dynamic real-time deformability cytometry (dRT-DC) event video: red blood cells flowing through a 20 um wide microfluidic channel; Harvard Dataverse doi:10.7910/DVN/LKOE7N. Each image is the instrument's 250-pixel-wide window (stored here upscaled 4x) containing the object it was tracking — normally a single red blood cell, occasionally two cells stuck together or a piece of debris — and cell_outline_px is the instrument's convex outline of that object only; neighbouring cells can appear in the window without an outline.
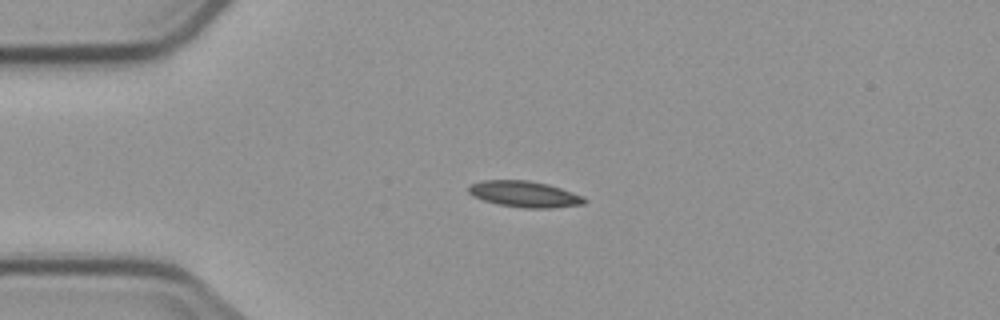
{"species": "common noctule bat (a hibernating species)", "species_latin": "Nyctalus noctula", "temperature_condition": "cold", "stored_images_in_passage": 4, "camera_frame_rate_fps": 3000, "um_per_image_px": 0.085, "animal": {"sex": "male", "body_mass_g": 23.1, "forearm_length_mm": 52.7}, "frame": {"image": 1, "passage_image": 3, "time_ms": 2.333, "image_size_px": [1000, 320], "cell_outline_px": [[588, 200], [584, 204], [548, 208], [524, 208], [500, 204], [484, 200], [472, 196], [468, 192], [468, 184], [484, 180], [528, 180], [548, 184], [584, 196]], "centroid_in_image_um": [44.58, 16.49], "position_along_channel_um": 40.4, "area_um2": 17.63}}